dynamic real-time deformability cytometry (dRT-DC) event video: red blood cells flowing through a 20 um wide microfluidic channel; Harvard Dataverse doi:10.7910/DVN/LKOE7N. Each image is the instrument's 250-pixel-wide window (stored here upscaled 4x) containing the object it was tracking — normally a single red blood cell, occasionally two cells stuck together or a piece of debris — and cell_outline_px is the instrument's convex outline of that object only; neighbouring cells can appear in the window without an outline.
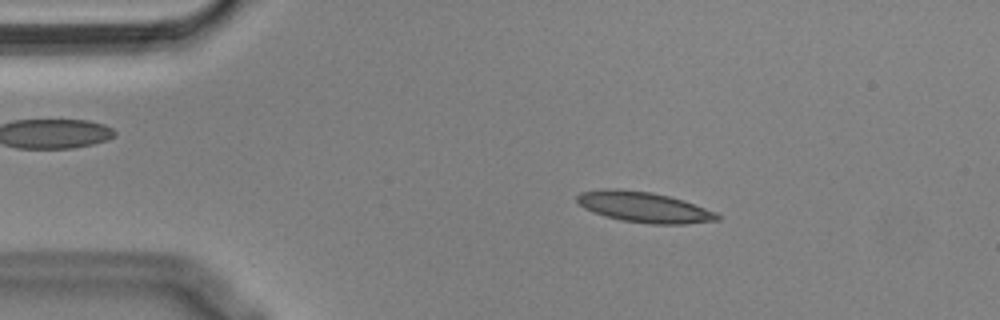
{"species": "Egyptian fruit bat (a non-hibernating species)", "species_latin": "Rousettus aegyptiacus", "temperature_condition": "cold", "stored_images_in_passage": 54, "camera_frame_rate_fps": 3000, "um_per_image_px": 0.085, "animal": {"sex": "male"}, "frame": {"image": 1, "passage_image": 9, "time_ms": 2.667, "image_size_px": [1000, 320], "cell_outline_px": [[720, 220], [684, 224], [652, 224], [620, 220], [604, 216], [592, 212], [584, 208], [576, 200], [576, 196], [580, 192], [604, 188], [620, 188], [652, 192], [684, 200], [716, 212], [720, 216]], "centroid_in_image_um": [54.71, 17.6], "position_along_channel_um": 30.3, "area_um2": 25.2}}
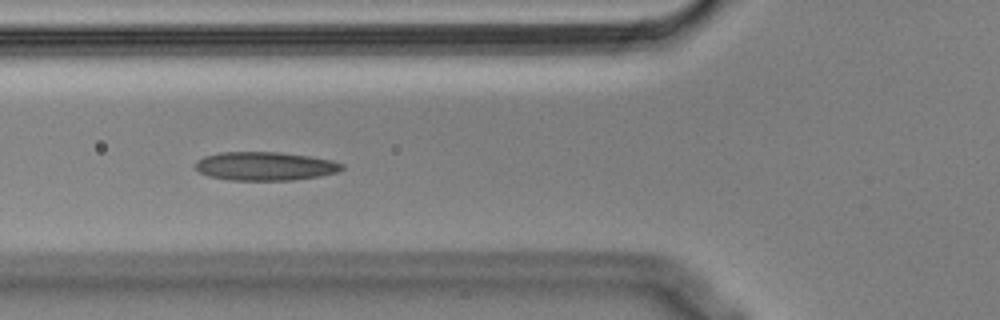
{"frame": {"image": 2, "passage_image": 19, "time_ms": 6.0, "image_size_px": [1000, 320], "cell_outline_px": [[344, 168], [336, 172], [320, 176], [292, 180], [228, 180], [208, 176], [200, 172], [196, 168], [196, 160], [204, 156], [220, 152], [280, 152], [308, 156], [332, 160], [344, 164]], "centroid_in_image_um": [22.52, 14.12], "position_along_channel_um": 103.3, "area_um2": 24.45}}
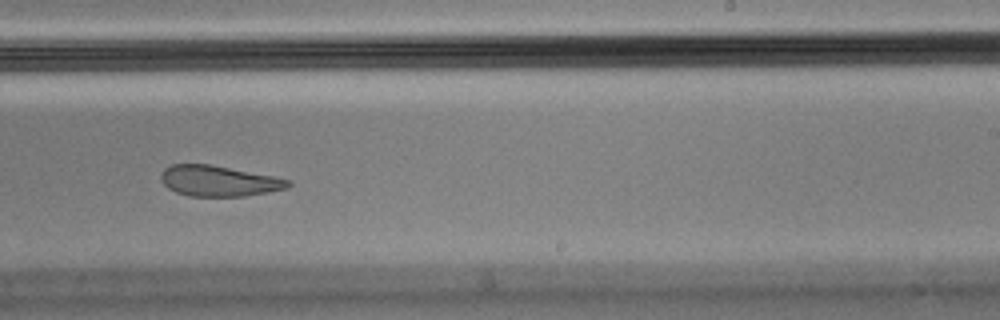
{"frame": {"image": 3, "passage_image": 33, "time_ms": 10.667, "image_size_px": [1000, 320], "cell_outline_px": [[292, 184], [288, 188], [268, 192], [244, 196], [188, 196], [176, 192], [168, 188], [160, 180], [160, 176], [164, 168], [172, 164], [212, 164], [292, 180]], "centroid_in_image_um": [18.59, 15.38], "position_along_channel_um": 270.4, "area_um2": 22.83}, "authors_computed_cell_mechanics": {"area_um2": 24.4494, "velocity_mm_per_s": 3.5734, "shape_relaxation_time_tau1_ms": null, "shape_relaxation_time_tau2_ms": 2.8832, "deformation_change_tau1": null, "deformation_change_tau2": 0.0985}}